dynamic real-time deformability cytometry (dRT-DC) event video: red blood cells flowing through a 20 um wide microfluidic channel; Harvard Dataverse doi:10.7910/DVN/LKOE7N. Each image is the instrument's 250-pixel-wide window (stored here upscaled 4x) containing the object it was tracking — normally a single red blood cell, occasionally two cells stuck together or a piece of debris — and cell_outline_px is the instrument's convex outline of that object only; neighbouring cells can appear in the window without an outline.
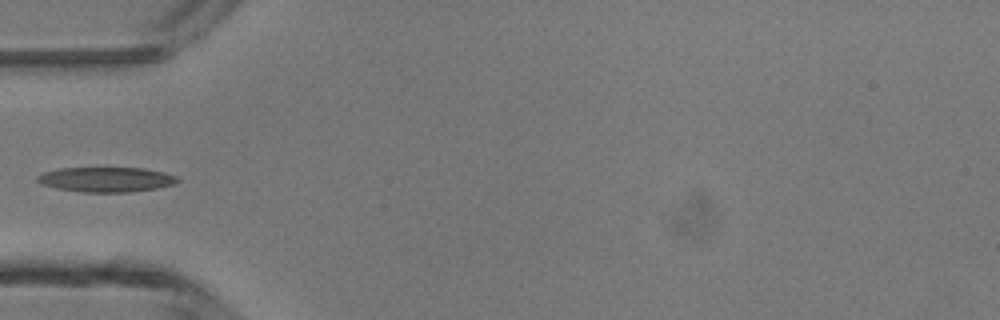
{"species": "common noctule bat (a hibernating species)", "species_latin": "Nyctalus noctula", "temperature_condition": "room temperature", "stored_images_in_passage": 32, "camera_frame_rate_fps": 3000, "um_per_image_px": 0.085, "animal": {"sex": "male", "body_mass_g": 13.3}, "frame": {"image": 1, "passage_image": 1, "time_ms": 0.0, "image_size_px": [1000, 320], "cell_outline_px": [[180, 180], [176, 184], [156, 188], [128, 192], [80, 192], [56, 188], [44, 184], [36, 180], [36, 176], [44, 172], [60, 168], [144, 168], [164, 172], [176, 176]], "centroid_in_image_um": [9.05, 15.25], "position_along_channel_um": 76.0, "area_um2": 20.29}}
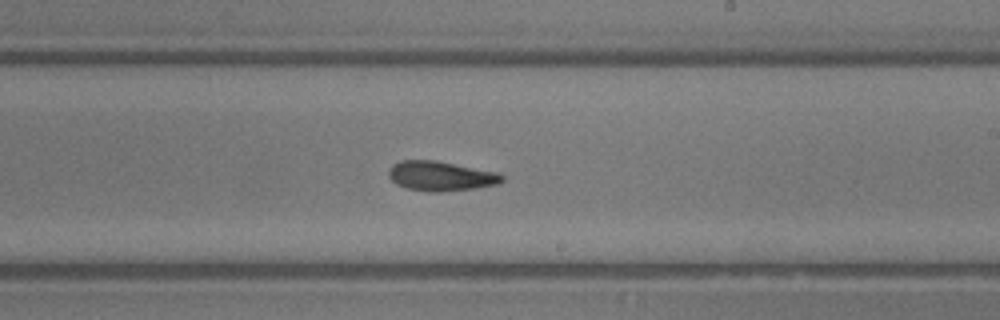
{"frame": {"image": 2, "passage_image": 13, "time_ms": 4.0, "image_size_px": [1000, 320], "cell_outline_px": [[504, 180], [500, 184], [476, 188], [440, 192], [428, 192], [408, 188], [396, 184], [388, 176], [388, 168], [392, 164], [400, 160], [436, 160], [500, 172], [504, 176]], "centroid_in_image_um": [37.49, 14.96], "position_along_channel_um": 251.5, "area_um2": 20.0}}
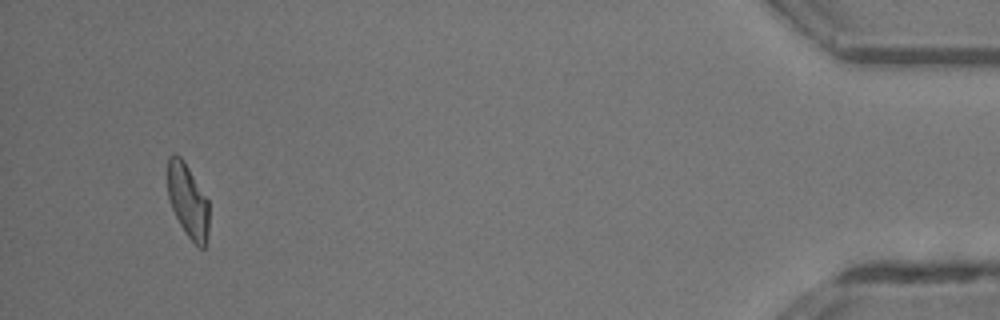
{"frame": {"image": 3, "passage_image": 30, "time_ms": 9.667, "image_size_px": [1000, 320], "cell_outline_px": [[208, 232], [204, 248], [200, 248], [188, 236], [180, 224], [172, 208], [168, 196], [168, 156], [180, 156], [184, 160], [208, 200]], "centroid_in_image_um": [15.97, 17.06], "position_along_channel_um": 419.2, "area_um2": 17.4}}